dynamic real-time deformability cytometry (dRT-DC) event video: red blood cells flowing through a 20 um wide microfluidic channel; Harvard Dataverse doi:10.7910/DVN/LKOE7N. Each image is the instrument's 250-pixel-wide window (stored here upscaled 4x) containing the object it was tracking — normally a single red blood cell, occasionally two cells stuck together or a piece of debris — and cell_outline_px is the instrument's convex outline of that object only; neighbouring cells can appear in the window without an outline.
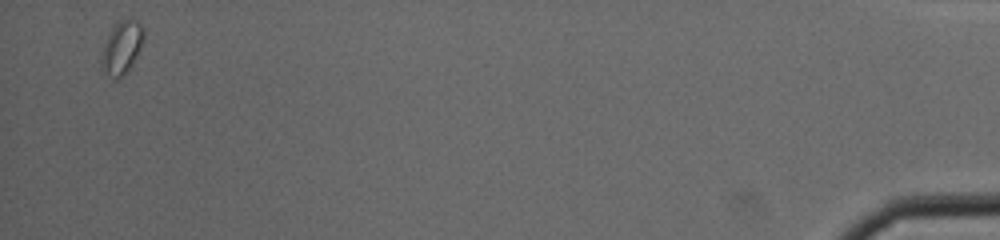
{"species": "common noctule bat (a hibernating species)", "species_latin": "Nyctalus noctula", "temperature_condition": "cold", "stored_images_in_passage": 36, "camera_frame_rate_fps": 3000, "um_per_image_px": 0.085, "animal": {"sex": "male", "body_mass_g": 19.0, "forearm_length_mm": 50.8}, "frame": {"image": 1, "passage_image": 35, "time_ms": 11.333, "image_size_px": [1000, 240], "cell_outline_px": [[144, 36], [140, 48], [128, 72], [120, 80], [104, 72], [100, 64], [100, 56], [104, 44], [112, 24], [120, 20], [136, 20], [144, 28]], "centroid_in_image_um": [10.33, 4.05], "position_along_channel_um": 424.9, "area_um2": 13.18}}